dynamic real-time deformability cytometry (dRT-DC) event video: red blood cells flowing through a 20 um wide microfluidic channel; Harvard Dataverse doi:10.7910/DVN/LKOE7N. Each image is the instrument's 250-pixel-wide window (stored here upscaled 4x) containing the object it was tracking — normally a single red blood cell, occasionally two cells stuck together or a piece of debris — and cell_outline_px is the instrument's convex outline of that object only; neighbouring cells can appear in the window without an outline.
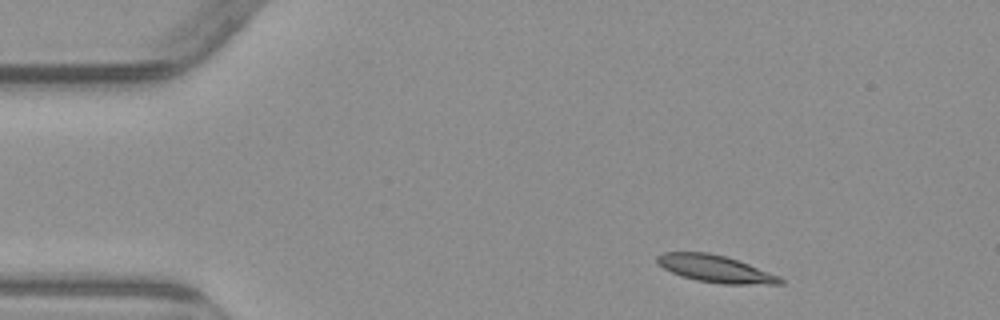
{"species": "common noctule bat (a hibernating species)", "species_latin": "Nyctalus noctula", "temperature_condition": "warm", "stored_images_in_passage": 4, "camera_frame_rate_fps": 3000, "um_per_image_px": 0.085, "animal": {"sex": "male", "body_mass_g": 23.1, "forearm_length_mm": 52.7}, "frame": {"image": 1, "passage_image": 1, "time_ms": 0.0, "image_size_px": [1000, 320], "cell_outline_px": [[784, 284], [720, 284], [696, 280], [680, 276], [664, 268], [656, 260], [656, 256], [664, 252], [708, 252], [724, 256], [748, 264], [780, 276], [784, 280]], "centroid_in_image_um": [60.81, 22.85], "position_along_channel_um": 24.2, "area_um2": 19.36}}
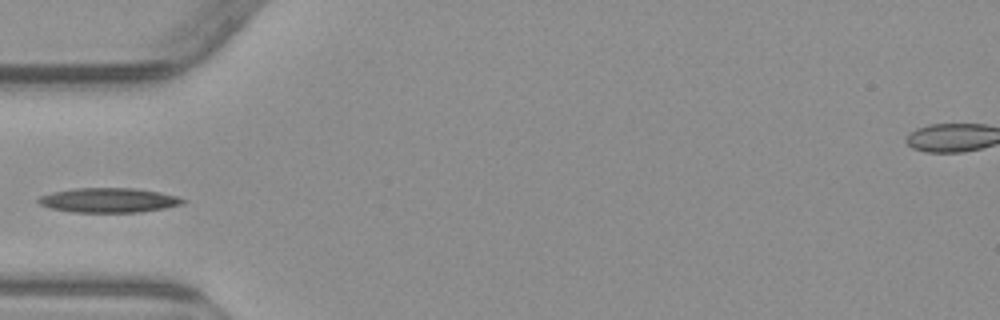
{"frame": {"image": 2, "passage_image": 4, "time_ms": 3.333, "image_size_px": [1000, 320], "cell_outline_px": [[188, 200], [184, 204], [164, 208], [140, 212], [72, 212], [52, 208], [40, 204], [36, 200], [40, 196], [52, 192], [72, 188], [136, 188], [160, 192], [176, 196]], "centroid_in_image_um": [9.26, 17.01], "position_along_channel_um": 75.7, "area_um2": 20.75}}